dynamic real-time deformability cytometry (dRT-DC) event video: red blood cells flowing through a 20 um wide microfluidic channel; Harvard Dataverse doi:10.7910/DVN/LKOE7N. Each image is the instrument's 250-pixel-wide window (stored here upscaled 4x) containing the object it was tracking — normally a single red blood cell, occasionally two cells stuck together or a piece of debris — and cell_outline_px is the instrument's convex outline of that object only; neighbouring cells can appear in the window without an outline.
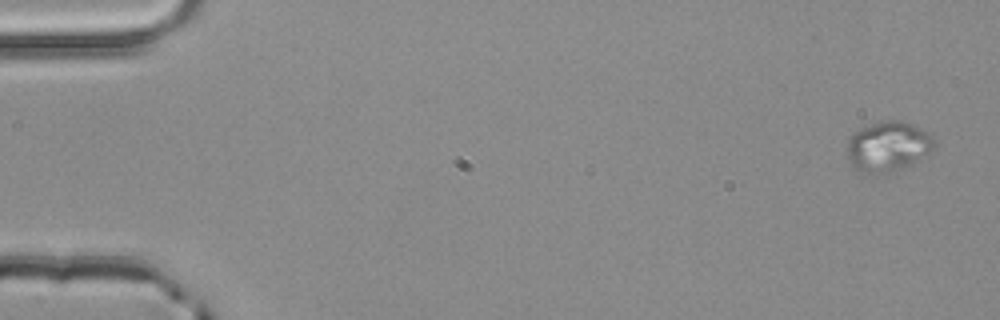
{"species": "common noctule bat (a hibernating species)", "species_latin": "Nyctalus noctula", "temperature_condition": "room temperature", "stored_images_in_passage": 4, "camera_frame_rate_fps": 3000, "um_per_image_px": 0.085, "animal": {"sex": "male", "body_mass_g": 20.4}, "frame": {"image": 1, "passage_image": 1, "time_ms": 0.0, "image_size_px": [1000, 320], "cell_outline_px": [[936, 148], [908, 164], [900, 168], [876, 176], [856, 172], [852, 168], [848, 156], [848, 136], [852, 132], [860, 128], [884, 120], [900, 120], [912, 124], [928, 132], [936, 140]], "centroid_in_image_um": [75.44, 12.46], "position_along_channel_um": 9.6, "area_um2": 25.72}}
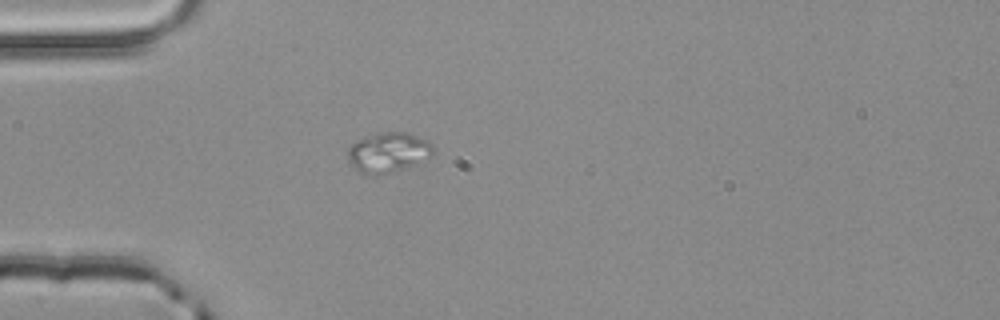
{"frame": {"image": 2, "passage_image": 4, "time_ms": 1.0, "image_size_px": [1000, 320], "cell_outline_px": [[432, 156], [404, 168], [376, 176], [372, 176], [360, 172], [348, 160], [348, 148], [356, 140], [364, 136], [384, 132], [408, 132], [428, 140], [432, 144]], "centroid_in_image_um": [32.98, 12.94], "position_along_channel_um": 52.0, "area_um2": 19.83}}